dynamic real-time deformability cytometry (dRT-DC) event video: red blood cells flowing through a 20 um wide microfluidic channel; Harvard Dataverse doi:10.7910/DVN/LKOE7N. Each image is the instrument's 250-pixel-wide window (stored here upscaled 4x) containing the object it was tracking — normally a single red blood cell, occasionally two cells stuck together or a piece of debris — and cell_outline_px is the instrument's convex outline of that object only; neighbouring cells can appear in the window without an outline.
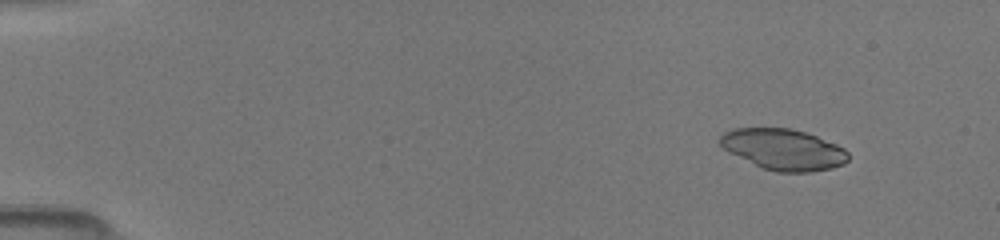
{"species": "common noctule bat (a hibernating species)", "species_latin": "Nyctalus noctula", "temperature_condition": "room temperature", "stored_images_in_passage": 15, "camera_frame_rate_fps": 3000, "um_per_image_px": 0.085, "animal": {"sex": "female", "body_mass_g": 19.5, "forearm_length_mm": 54.1}, "frame": {"image": 1, "passage_image": 1, "time_ms": 0.0, "image_size_px": [1000, 240], "cell_outline_px": [[848, 160], [844, 164], [832, 168], [808, 172], [776, 172], [760, 168], [728, 152], [720, 144], [720, 136], [724, 132], [736, 128], [792, 128], [816, 136], [836, 144], [844, 148], [848, 152]], "centroid_in_image_um": [66.58, 12.71], "position_along_channel_um": 18.4, "area_um2": 30.69}}